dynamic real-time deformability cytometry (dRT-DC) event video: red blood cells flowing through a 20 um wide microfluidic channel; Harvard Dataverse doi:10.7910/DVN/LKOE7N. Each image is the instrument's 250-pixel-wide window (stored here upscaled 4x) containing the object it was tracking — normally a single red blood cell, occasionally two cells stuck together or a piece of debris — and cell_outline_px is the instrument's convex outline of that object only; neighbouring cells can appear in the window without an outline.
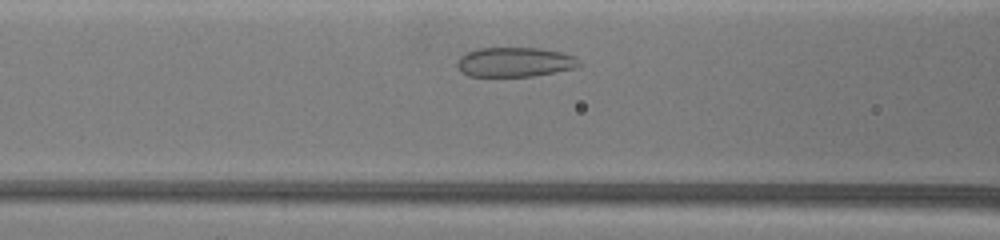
{"species": "common noctule bat (a hibernating species)", "species_latin": "Nyctalus noctula", "temperature_condition": "warm", "stored_images_in_passage": 9, "segment_of_instrument_passage": [1, 2], "camera_frame_rate_fps": 3000, "um_per_image_px": 0.085, "animal": {"sex": "female", "body_mass_g": 19.5, "forearm_length_mm": 54.1}, "frame": {"image": 1, "passage_image": 3, "time_ms": 1.667, "image_size_px": [1000, 240], "cell_outline_px": [[580, 64], [576, 68], [556, 72], [532, 76], [468, 76], [456, 64], [456, 60], [460, 56], [468, 52], [480, 48], [540, 48], [560, 52], [572, 56]], "centroid_in_image_um": [43.73, 5.28], "position_along_channel_um": 122.9, "area_um2": 20.75}}
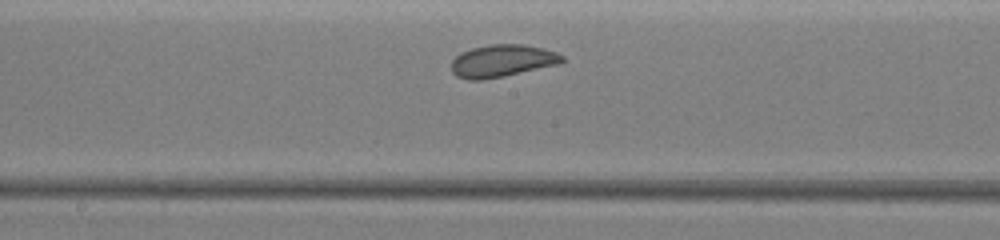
{"frame": {"image": 2, "passage_image": 6, "time_ms": 3.667, "image_size_px": [1000, 240], "cell_outline_px": [[568, 60], [560, 64], [500, 76], [476, 80], [468, 80], [456, 76], [452, 72], [452, 60], [460, 52], [472, 48], [488, 44], [524, 44], [544, 48], [556, 52], [564, 56]], "centroid_in_image_um": [42.71, 5.15], "position_along_channel_um": 205.5, "area_um2": 20.87}}
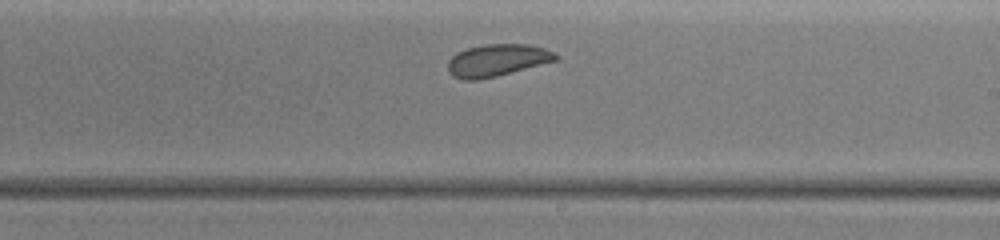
{"frame": {"image": 3, "passage_image": 8, "time_ms": 4.667, "image_size_px": [1000, 240], "cell_outline_px": [[560, 60], [480, 80], [464, 80], [452, 76], [448, 72], [448, 60], [456, 52], [468, 48], [488, 44], [528, 44], [544, 48], [556, 52], [560, 56]], "centroid_in_image_um": [42.29, 5.12], "position_along_channel_um": 246.7, "area_um2": 20.46}}